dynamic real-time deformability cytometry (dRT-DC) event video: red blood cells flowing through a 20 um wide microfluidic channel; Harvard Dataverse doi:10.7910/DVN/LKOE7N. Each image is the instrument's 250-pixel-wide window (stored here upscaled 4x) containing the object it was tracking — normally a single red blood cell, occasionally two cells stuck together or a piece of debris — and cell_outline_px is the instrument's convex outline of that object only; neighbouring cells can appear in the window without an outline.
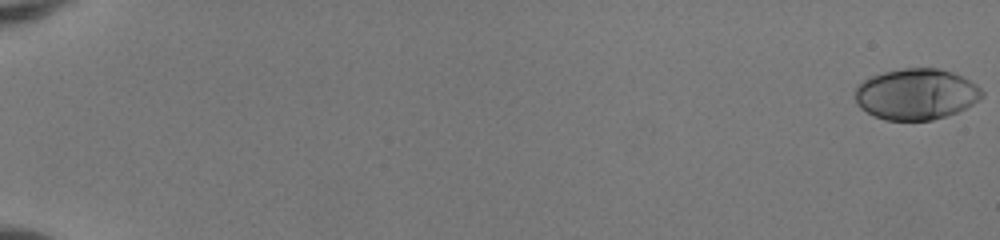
{"species": "human", "species_latin": "Homo sapiens", "temperature_condition": "room temperature", "stored_images_in_passage": 53, "camera_frame_rate_fps": 3000, "um_per_image_px": 0.085, "donor": {"sex": "female"}, "frame": {"image": 1, "passage_image": 1, "time_ms": 0.0, "image_size_px": [1000, 240], "cell_outline_px": [[984, 96], [972, 104], [956, 112], [932, 120], [884, 120], [860, 108], [856, 104], [856, 88], [864, 80], [872, 76], [884, 72], [900, 68], [936, 68], [952, 72], [976, 84], [984, 92]], "centroid_in_image_um": [77.87, 8.0], "position_along_channel_um": 7.1, "area_um2": 37.45}}
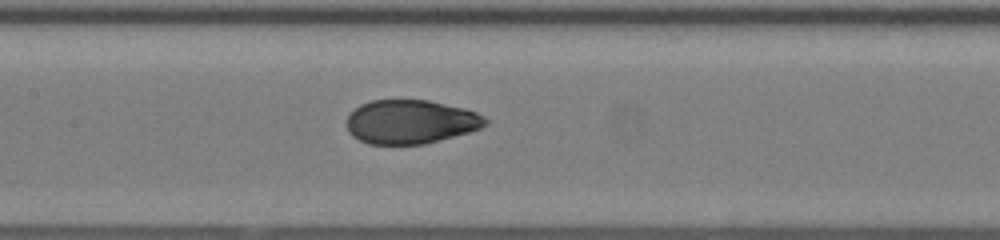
{"frame": {"image": 2, "passage_image": 29, "time_ms": 9.333, "image_size_px": [1000, 240], "cell_outline_px": [[488, 124], [480, 128], [468, 132], [424, 144], [368, 144], [352, 136], [348, 132], [348, 116], [360, 104], [372, 100], [428, 100], [464, 108], [476, 112], [484, 116], [488, 120]], "centroid_in_image_um": [34.91, 10.35], "position_along_channel_um": 172.5, "area_um2": 35.32}}
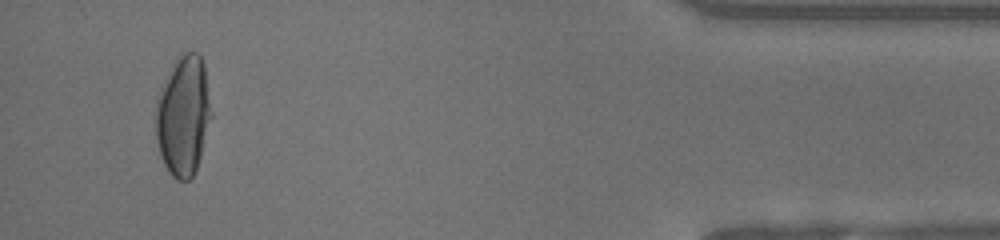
{"frame": {"image": 3, "passage_image": 51, "time_ms": 16.667, "image_size_px": [1000, 240], "cell_outline_px": [[212, 116], [200, 156], [196, 168], [192, 176], [188, 180], [176, 180], [168, 172], [160, 156], [156, 140], [156, 104], [160, 92], [172, 64], [184, 52], [196, 52], [200, 56], [204, 64], [212, 112]], "centroid_in_image_um": [15.58, 9.85], "position_along_channel_um": 419.6, "area_um2": 38.61}, "authors_computed_cell_mechanics": {"area_um2": 36.5874, "velocity_mm_per_s": 4.1122, "shape_relaxation_time_tau1_ms": 6.4411, "shape_relaxation_time_tau2_ms": null, "deformation_change_tau1": 0.2598, "deformation_change_tau2": null}}